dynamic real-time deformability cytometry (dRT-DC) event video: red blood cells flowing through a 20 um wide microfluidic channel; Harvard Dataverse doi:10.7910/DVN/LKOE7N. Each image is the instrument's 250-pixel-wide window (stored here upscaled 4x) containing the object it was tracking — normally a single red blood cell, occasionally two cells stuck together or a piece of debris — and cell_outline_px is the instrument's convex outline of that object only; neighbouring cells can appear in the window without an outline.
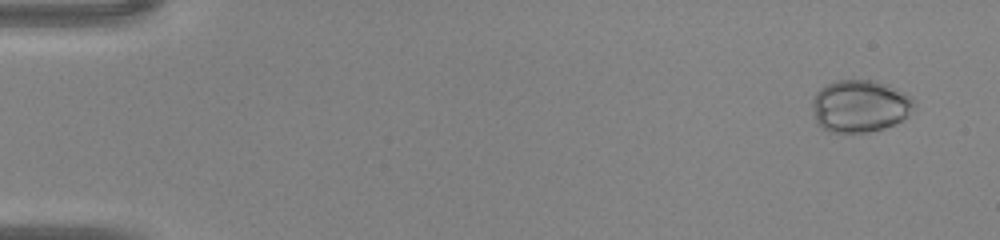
{"species": "common noctule bat (a hibernating species)", "species_latin": "Nyctalus noctula", "temperature_condition": "warm", "stored_images_in_passage": 44, "camera_frame_rate_fps": 3000, "um_per_image_px": 0.085, "animal": {"sex": "male", "body_mass_g": 20.0, "forearm_length_mm": 53.3}, "frame": {"image": 1, "passage_image": 1, "time_ms": 0.0, "image_size_px": [1000, 240], "cell_outline_px": [[912, 104], [904, 116], [900, 120], [884, 128], [868, 132], [828, 132], [820, 128], [816, 124], [812, 104], [812, 100], [816, 92], [820, 88], [836, 80], [872, 80], [888, 84], [912, 96]], "centroid_in_image_um": [73.01, 9.01], "position_along_channel_um": 12.0, "area_um2": 30.75}}
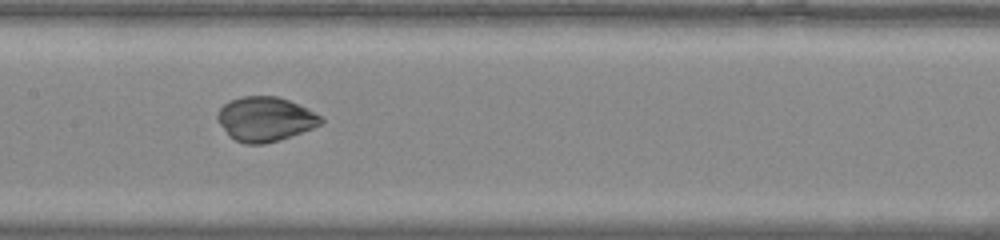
{"frame": {"image": 2, "passage_image": 22, "time_ms": 7.0, "image_size_px": [1000, 240], "cell_outline_px": [[324, 120], [320, 124], [312, 128], [280, 140], [264, 144], [244, 144], [236, 140], [220, 124], [216, 116], [216, 112], [224, 104], [232, 100], [244, 96], [276, 96], [288, 100], [320, 116]], "centroid_in_image_um": [22.52, 10.13], "position_along_channel_um": 184.9, "area_um2": 26.24}}
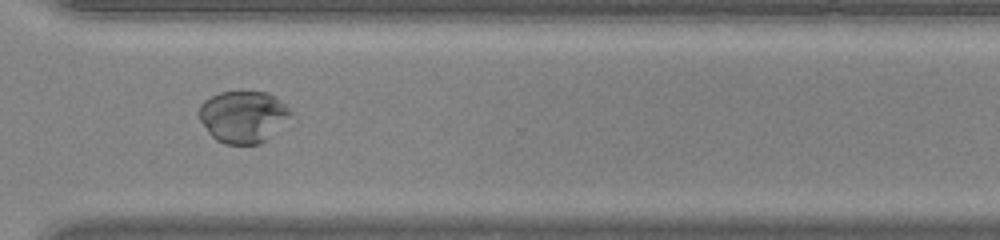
{"frame": {"image": 3, "passage_image": 33, "time_ms": 10.667, "image_size_px": [1000, 240], "cell_outline_px": [[296, 120], [260, 144], [224, 144], [216, 140], [208, 132], [200, 120], [200, 104], [204, 100], [220, 92], [268, 92], [276, 96], [292, 112]], "centroid_in_image_um": [20.77, 9.94], "position_along_channel_um": 349.8, "area_um2": 28.38}}